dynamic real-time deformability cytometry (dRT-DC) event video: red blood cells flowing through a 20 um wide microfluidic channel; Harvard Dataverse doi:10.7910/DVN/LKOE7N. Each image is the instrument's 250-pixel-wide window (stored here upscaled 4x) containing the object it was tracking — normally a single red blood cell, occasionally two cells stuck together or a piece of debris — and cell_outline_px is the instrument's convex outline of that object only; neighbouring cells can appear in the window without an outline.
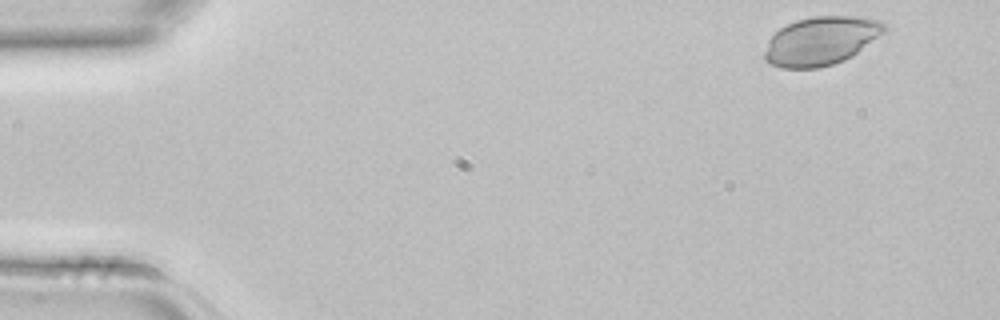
{"species": "common noctule bat (a hibernating species)", "species_latin": "Nyctalus noctula", "temperature_condition": "room temperature", "stored_images_in_passage": 4, "camera_frame_rate_fps": 3000, "um_per_image_px": 0.085, "animal": {"sex": "female", "body_mass_g": 22.7, "forearm_length_mm": 54.2}, "frame": {"image": 1, "passage_image": 1, "time_ms": 0.0, "image_size_px": [1000, 320], "cell_outline_px": [[888, 28], [884, 32], [852, 56], [844, 60], [832, 64], [816, 68], [780, 68], [764, 60], [764, 52], [768, 40], [780, 28], [796, 20], [812, 16], [860, 16], [880, 20]], "centroid_in_image_um": [69.78, 3.46], "position_along_channel_um": 15.2, "area_um2": 33.81}}